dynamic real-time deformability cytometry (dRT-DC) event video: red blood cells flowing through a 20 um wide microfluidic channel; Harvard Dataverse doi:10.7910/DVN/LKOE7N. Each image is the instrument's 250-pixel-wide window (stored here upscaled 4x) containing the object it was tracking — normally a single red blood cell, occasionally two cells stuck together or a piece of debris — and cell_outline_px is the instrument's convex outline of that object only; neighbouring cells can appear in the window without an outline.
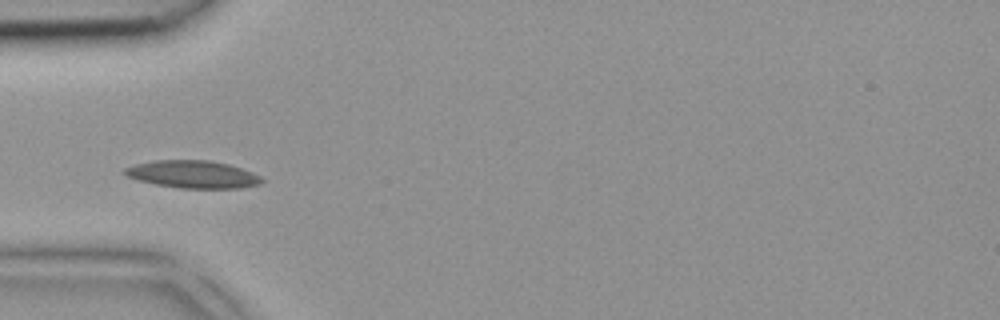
{"species": "common noctule bat (a hibernating species)", "species_latin": "Nyctalus noctula", "temperature_condition": "room temperature", "stored_images_in_passage": 3, "camera_frame_rate_fps": 3000, "um_per_image_px": 0.085, "animal": {"sex": "female", "body_mass_g": 18.4}, "frame": {"image": 1, "passage_image": 2, "time_ms": 0.333, "image_size_px": [1000, 320], "cell_outline_px": [[264, 180], [260, 184], [240, 188], [180, 188], [156, 184], [140, 180], [128, 176], [120, 172], [124, 168], [136, 164], [156, 160], [208, 160], [228, 164], [252, 172], [260, 176]], "centroid_in_image_um": [16.39, 14.81], "position_along_channel_um": 68.6, "area_um2": 21.85}}